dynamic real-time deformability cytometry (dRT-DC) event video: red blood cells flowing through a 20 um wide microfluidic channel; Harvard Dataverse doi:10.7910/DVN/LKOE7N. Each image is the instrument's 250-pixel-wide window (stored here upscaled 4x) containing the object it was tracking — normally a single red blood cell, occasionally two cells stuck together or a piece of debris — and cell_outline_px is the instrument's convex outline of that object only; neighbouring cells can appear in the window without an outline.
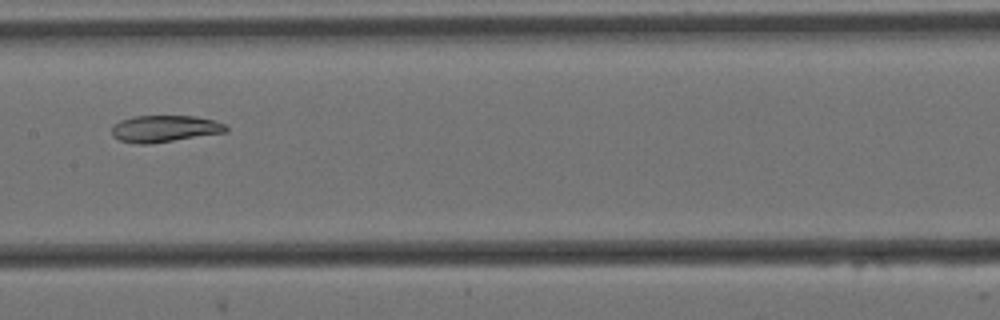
{"species": "Egyptian fruit bat (a non-hibernating species)", "species_latin": "Rousettus aegyptiacus", "temperature_condition": "cold", "stored_images_in_passage": 14, "camera_frame_rate_fps": 3000, "um_per_image_px": 0.085, "animal": {"sex": "female"}, "frame": {"image": 1, "passage_image": 7, "time_ms": 2.0, "image_size_px": [1000, 320], "cell_outline_px": [[228, 132], [148, 144], [136, 144], [120, 140], [112, 136], [112, 124], [120, 120], [136, 116], [196, 116], [212, 120], [224, 124], [228, 128]], "centroid_in_image_um": [13.97, 10.94], "position_along_channel_um": 193.4, "area_um2": 17.8}}
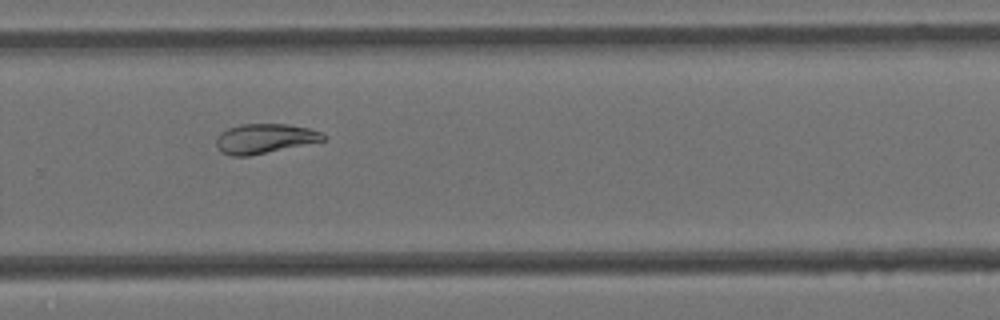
{"frame": {"image": 2, "passage_image": 10, "time_ms": 3.0, "image_size_px": [1000, 320], "cell_outline_px": [[328, 136], [324, 140], [248, 156], [232, 156], [220, 152], [216, 148], [216, 136], [220, 132], [228, 128], [240, 124], [284, 124], [308, 128], [320, 132]], "centroid_in_image_um": [22.43, 11.78], "position_along_channel_um": 307.4, "area_um2": 18.38}}
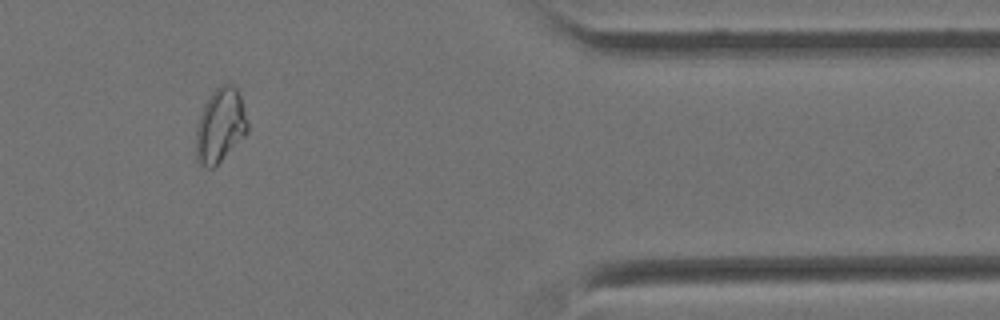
{"frame": {"image": 3, "passage_image": 12, "time_ms": 3.667, "image_size_px": [1000, 320], "cell_outline_px": [[248, 132], [212, 168], [204, 168], [196, 160], [196, 124], [204, 104], [212, 92], [220, 84], [232, 84], [236, 88], [240, 96], [248, 120]], "centroid_in_image_um": [18.7, 10.65], "position_along_channel_um": 392.7, "area_um2": 22.2}}